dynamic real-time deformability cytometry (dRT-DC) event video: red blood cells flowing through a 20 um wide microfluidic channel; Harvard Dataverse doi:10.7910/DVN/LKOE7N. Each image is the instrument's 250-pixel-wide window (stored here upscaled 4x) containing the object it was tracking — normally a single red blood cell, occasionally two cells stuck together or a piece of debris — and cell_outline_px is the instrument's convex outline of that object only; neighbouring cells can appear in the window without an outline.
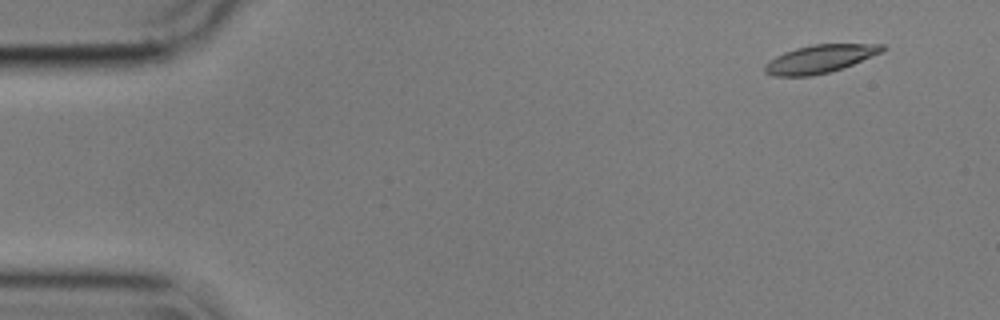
{"species": "common noctule bat (a hibernating species)", "species_latin": "Nyctalus noctula", "temperature_condition": "cold", "stored_images_in_passage": 57, "camera_frame_rate_fps": 3000, "um_per_image_px": 0.085, "animal": {"sex": "male", "body_mass_g": 17.9}, "frame": {"image": 1, "passage_image": 5, "time_ms": 1.333, "image_size_px": [1000, 320], "cell_outline_px": [[888, 48], [880, 52], [852, 64], [828, 72], [812, 76], [772, 76], [764, 72], [764, 64], [768, 60], [784, 52], [796, 48], [812, 44], [884, 44]], "centroid_in_image_um": [69.63, 5.0], "position_along_channel_um": 15.4, "area_um2": 19.07}}
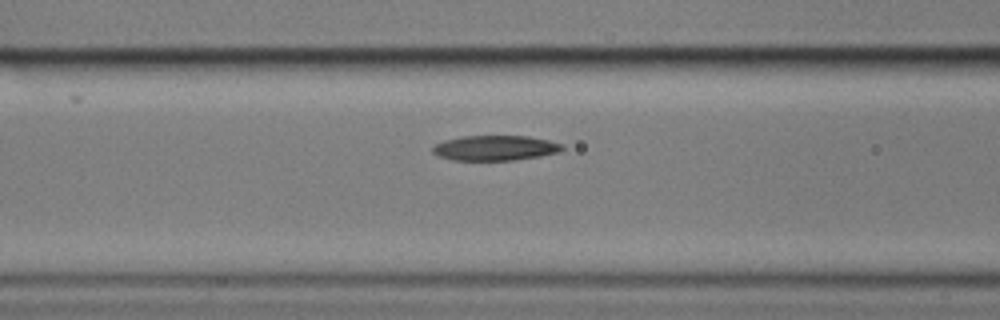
{"frame": {"image": 2, "passage_image": 23, "time_ms": 7.333, "image_size_px": [1000, 320], "cell_outline_px": [[564, 148], [560, 152], [540, 156], [512, 160], [452, 160], [440, 156], [432, 152], [432, 148], [436, 144], [444, 140], [464, 136], [528, 136], [548, 140], [564, 144]], "centroid_in_image_um": [42.12, 12.57], "position_along_channel_um": 124.5, "area_um2": 18.9}}
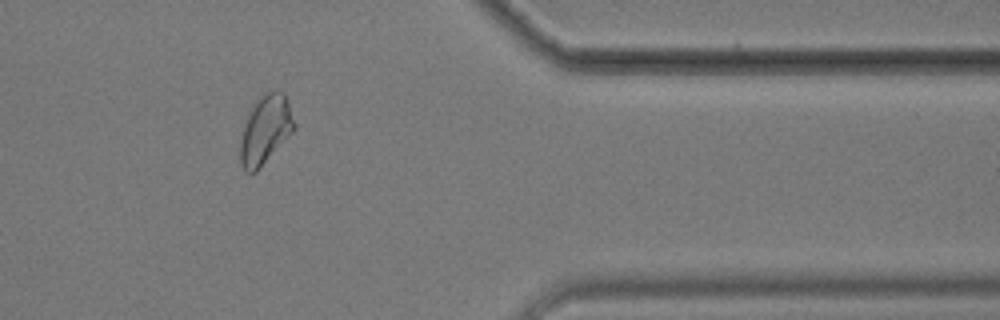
{"frame": {"image": 3, "passage_image": 47, "time_ms": 15.333, "image_size_px": [1000, 320], "cell_outline_px": [[296, 128], [256, 172], [244, 172], [240, 160], [240, 140], [244, 124], [248, 112], [256, 100], [264, 92], [276, 88], [284, 92], [288, 100], [296, 124]], "centroid_in_image_um": [22.57, 10.97], "position_along_channel_um": 388.8, "area_um2": 21.91}, "authors_computed_cell_mechanics": {"area_um2": 19.5364, "velocity_mm_per_s": 3.5482, "shape_relaxation_time_tau1_ms": 5.7669, "shape_relaxation_time_tau2_ms": 4.7346, "deformation_change_tau1": 0.1535, "deformation_change_tau2": 0.122}}